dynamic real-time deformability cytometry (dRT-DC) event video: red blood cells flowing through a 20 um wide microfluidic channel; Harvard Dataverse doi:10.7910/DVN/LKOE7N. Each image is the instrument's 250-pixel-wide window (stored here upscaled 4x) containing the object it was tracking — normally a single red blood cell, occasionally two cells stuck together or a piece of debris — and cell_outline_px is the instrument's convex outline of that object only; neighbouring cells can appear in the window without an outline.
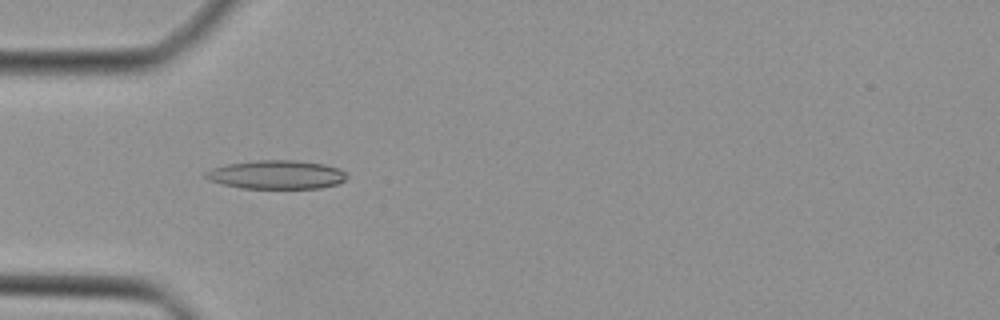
{"species": "Egyptian fruit bat (a non-hibernating species)", "species_latin": "Rousettus aegyptiacus", "temperature_condition": "cold", "stored_images_in_passage": 30, "camera_frame_rate_fps": 3000, "um_per_image_px": 0.085, "animal": {"sex": "female"}, "frame": {"image": 1, "passage_image": 7, "time_ms": 2.0, "image_size_px": [1000, 320], "cell_outline_px": [[348, 176], [344, 180], [336, 184], [320, 188], [240, 188], [208, 180], [204, 176], [204, 172], [212, 168], [228, 164], [256, 160], [296, 160], [324, 164], [340, 168], [348, 172]], "centroid_in_image_um": [23.52, 14.84], "position_along_channel_um": 61.5, "area_um2": 23.7}}
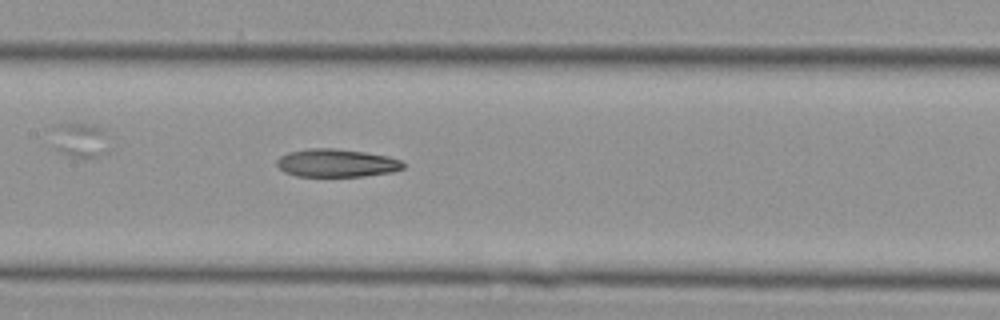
{"frame": {"image": 2, "passage_image": 15, "time_ms": 4.667, "image_size_px": [1000, 320], "cell_outline_px": [[404, 168], [392, 172], [364, 176], [296, 176], [284, 172], [276, 164], [276, 160], [280, 156], [288, 152], [308, 148], [336, 148], [364, 152], [388, 156], [400, 160], [404, 164]], "centroid_in_image_um": [28.58, 13.85], "position_along_channel_um": 178.8, "area_um2": 20.69}}
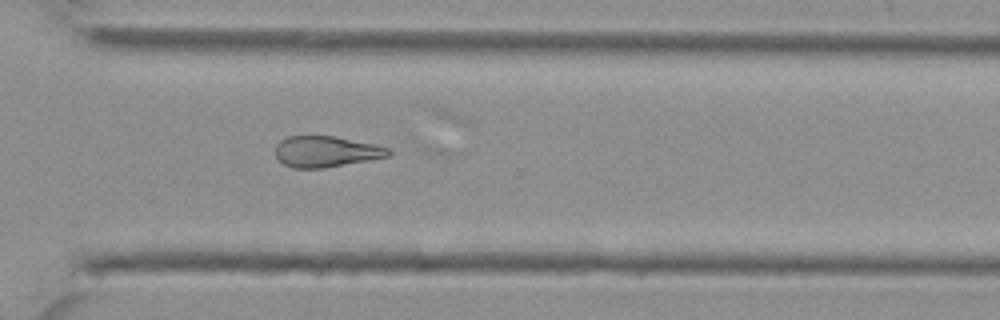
{"frame": {"image": 3, "passage_image": 26, "time_ms": 8.333, "image_size_px": [1000, 320], "cell_outline_px": [[392, 152], [388, 156], [368, 160], [324, 168], [292, 168], [284, 164], [276, 156], [276, 144], [280, 140], [288, 136], [332, 136], [376, 144], [388, 148]], "centroid_in_image_um": [27.7, 12.88], "position_along_channel_um": 342.9, "area_um2": 20.29}}